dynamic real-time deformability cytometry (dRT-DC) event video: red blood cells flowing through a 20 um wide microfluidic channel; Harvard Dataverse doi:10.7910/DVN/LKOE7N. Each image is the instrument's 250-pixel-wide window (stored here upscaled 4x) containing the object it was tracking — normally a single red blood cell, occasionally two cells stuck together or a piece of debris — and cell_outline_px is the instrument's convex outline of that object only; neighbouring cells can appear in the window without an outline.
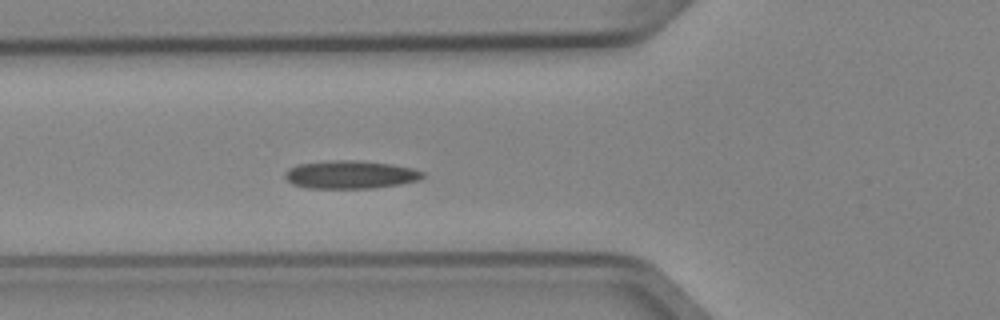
{"species": "Egyptian fruit bat (a non-hibernating species)", "species_latin": "Rousettus aegyptiacus", "temperature_condition": "cold", "stored_images_in_passage": 4, "camera_frame_rate_fps": 3000, "um_per_image_px": 0.085, "animal": {"sex": "female"}, "frame": {"image": 1, "passage_image": 4, "time_ms": 1.0, "image_size_px": [1000, 320], "cell_outline_px": [[424, 176], [416, 180], [400, 184], [372, 188], [308, 188], [292, 184], [284, 176], [284, 172], [288, 168], [296, 164], [328, 160], [360, 160], [392, 164], [412, 168], [424, 172]], "centroid_in_image_um": [29.73, 14.83], "position_along_channel_um": 96.1, "area_um2": 22.66}}